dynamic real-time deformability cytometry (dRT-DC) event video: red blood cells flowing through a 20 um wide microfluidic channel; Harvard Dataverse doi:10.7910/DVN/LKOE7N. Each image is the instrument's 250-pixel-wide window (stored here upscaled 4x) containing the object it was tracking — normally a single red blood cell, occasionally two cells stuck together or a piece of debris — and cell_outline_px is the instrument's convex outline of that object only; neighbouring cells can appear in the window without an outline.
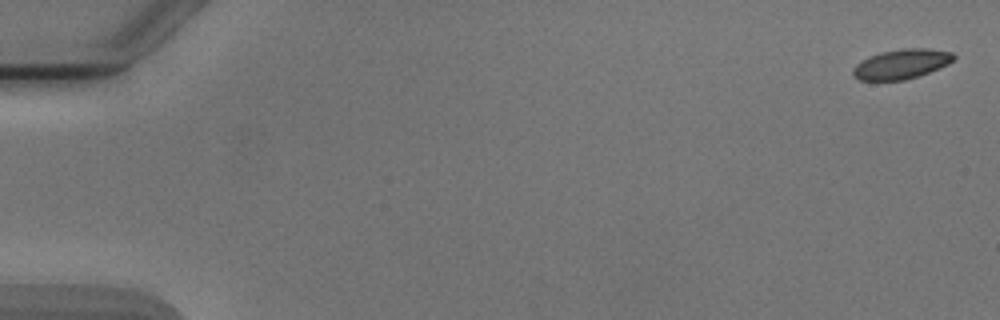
{"species": "Egyptian fruit bat (a non-hibernating species)", "species_latin": "Rousettus aegyptiacus", "temperature_condition": "cold", "stored_images_in_passage": 2, "camera_frame_rate_fps": 3000, "um_per_image_px": 0.085, "animal": {"sex": "male"}, "frame": {"image": 1, "passage_image": 1, "time_ms": 0.0, "image_size_px": [1000, 320], "cell_outline_px": [[956, 56], [948, 64], [928, 72], [904, 80], [860, 80], [852, 76], [852, 68], [856, 64], [868, 56], [880, 52], [904, 48], [928, 48], [952, 52]], "centroid_in_image_um": [76.58, 5.43], "position_along_channel_um": 8.4, "area_um2": 17.4}}